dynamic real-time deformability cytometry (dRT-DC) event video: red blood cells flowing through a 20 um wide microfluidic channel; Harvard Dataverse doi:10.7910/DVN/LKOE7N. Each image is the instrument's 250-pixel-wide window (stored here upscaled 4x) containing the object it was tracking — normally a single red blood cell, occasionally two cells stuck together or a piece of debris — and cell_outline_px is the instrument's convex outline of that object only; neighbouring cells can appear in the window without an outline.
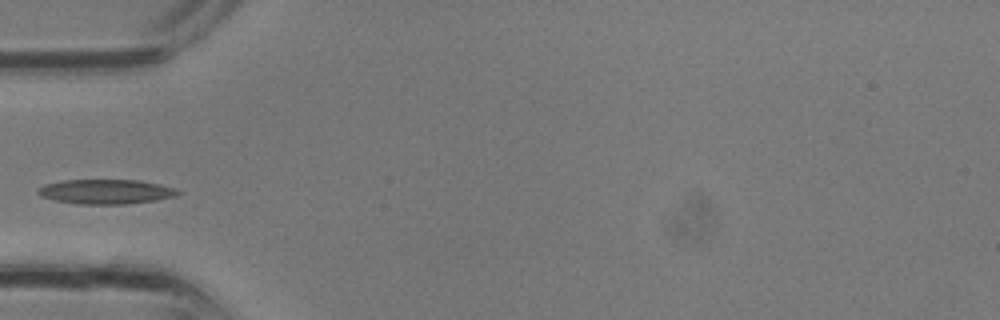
{"species": "common noctule bat (a hibernating species)", "species_latin": "Nyctalus noctula", "temperature_condition": "room temperature", "stored_images_in_passage": 23, "camera_frame_rate_fps": 3000, "um_per_image_px": 0.085, "animal": {"sex": "male", "body_mass_g": 13.3}, "frame": {"image": 1, "passage_image": 1, "time_ms": 0.0, "image_size_px": [1000, 320], "cell_outline_px": [[180, 192], [176, 196], [156, 200], [124, 204], [80, 204], [56, 200], [40, 196], [36, 192], [36, 188], [44, 184], [64, 180], [140, 180], [160, 184], [176, 188]], "centroid_in_image_um": [8.98, 16.28], "position_along_channel_um": 76.0, "area_um2": 20.11}}
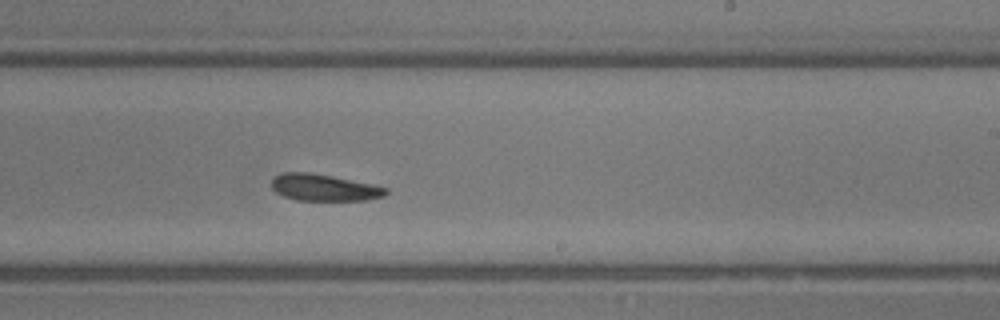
{"frame": {"image": 2, "passage_image": 10, "time_ms": 3.0, "image_size_px": [1000, 320], "cell_outline_px": [[388, 192], [384, 196], [364, 200], [296, 200], [284, 196], [276, 192], [272, 188], [272, 180], [280, 172], [308, 172], [332, 176], [372, 184], [388, 188]], "centroid_in_image_um": [27.53, 15.94], "position_along_channel_um": 261.5, "area_um2": 17.69}}
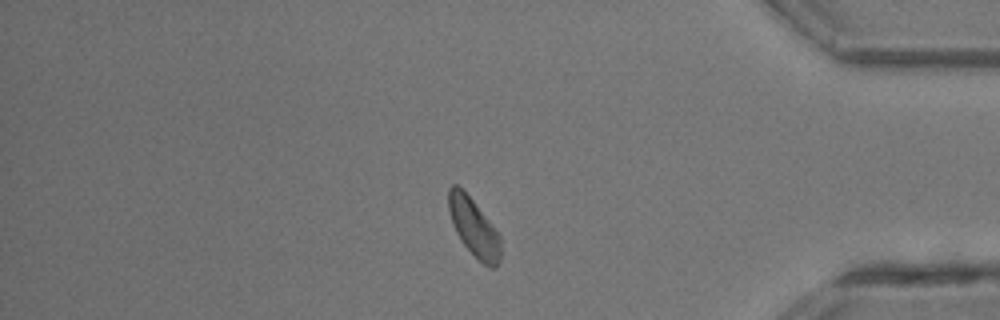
{"frame": {"image": 3, "passage_image": 18, "time_ms": 5.667, "image_size_px": [1000, 320], "cell_outline_px": [[500, 260], [496, 268], [492, 268], [484, 264], [460, 240], [452, 224], [448, 208], [448, 188], [452, 184], [456, 184], [472, 200], [500, 236]], "centroid_in_image_um": [40.25, 19.33], "position_along_channel_um": 394.9, "area_um2": 17.11}}